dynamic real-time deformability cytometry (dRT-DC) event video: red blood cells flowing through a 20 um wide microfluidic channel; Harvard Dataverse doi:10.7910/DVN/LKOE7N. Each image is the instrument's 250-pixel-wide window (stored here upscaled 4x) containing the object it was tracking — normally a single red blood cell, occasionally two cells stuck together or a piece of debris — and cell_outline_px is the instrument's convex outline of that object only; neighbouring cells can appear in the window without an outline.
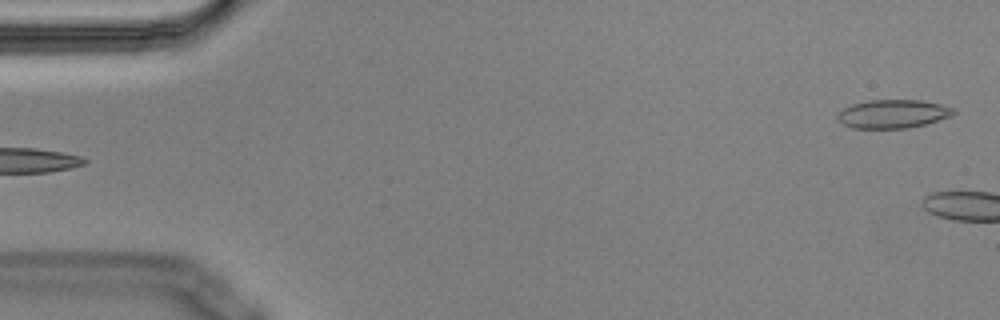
{"species": "Egyptian fruit bat (a non-hibernating species)", "species_latin": "Rousettus aegyptiacus", "temperature_condition": "cold", "stored_images_in_passage": 5, "segment_of_instrument_passage": [2, 2], "camera_frame_rate_fps": 3000, "um_per_image_px": 0.085, "animal": {"sex": "male"}, "frame": {"image": 1, "passage_image": 5, "time_ms": 1.333, "image_size_px": [1000, 320], "cell_outline_px": [[956, 112], [952, 116], [924, 124], [908, 128], [852, 128], [844, 124], [836, 116], [844, 108], [852, 104], [868, 100], [920, 100], [940, 104], [952, 108]], "centroid_in_image_um": [75.9, 9.68], "position_along_channel_um": 9.1, "area_um2": 19.07}}